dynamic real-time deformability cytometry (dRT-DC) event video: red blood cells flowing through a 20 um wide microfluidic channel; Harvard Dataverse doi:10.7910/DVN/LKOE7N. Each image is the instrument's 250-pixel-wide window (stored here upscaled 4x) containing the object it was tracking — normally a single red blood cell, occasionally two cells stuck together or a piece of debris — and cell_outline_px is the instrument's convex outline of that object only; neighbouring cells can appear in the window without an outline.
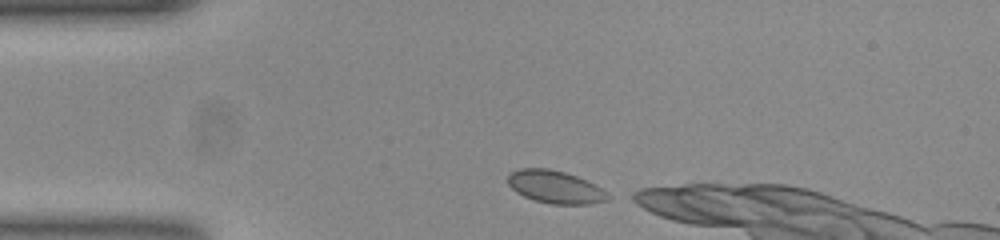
{"species": "common noctule bat (a hibernating species)", "species_latin": "Nyctalus noctula", "temperature_condition": "room temperature", "stored_images_in_passage": 12, "camera_frame_rate_fps": 3000, "um_per_image_px": 0.085, "animal": {"sex": "female", "body_mass_g": 23.0, "forearm_length_mm": 53.4}, "frame": {"image": 1, "passage_image": 1, "time_ms": 0.0, "image_size_px": [1000, 240], "cell_outline_px": [[612, 196], [608, 200], [588, 204], [552, 204], [536, 200], [524, 196], [516, 192], [508, 184], [508, 176], [512, 172], [524, 168], [548, 168], [564, 172], [576, 176], [600, 188]], "centroid_in_image_um": [47.19, 15.9], "position_along_channel_um": 37.8, "area_um2": 18.73}}
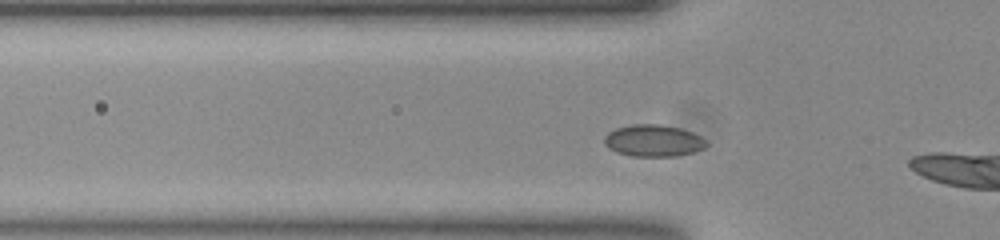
{"frame": {"image": 2, "passage_image": 6, "time_ms": 1.667, "image_size_px": [1000, 240], "cell_outline_px": [[708, 144], [704, 148], [692, 152], [676, 156], [632, 156], [616, 152], [608, 148], [604, 144], [604, 136], [608, 132], [616, 128], [632, 124], [660, 124], [680, 128], [692, 132], [700, 136]], "centroid_in_image_um": [55.51, 11.95], "position_along_channel_um": 70.3, "area_um2": 18.96}}
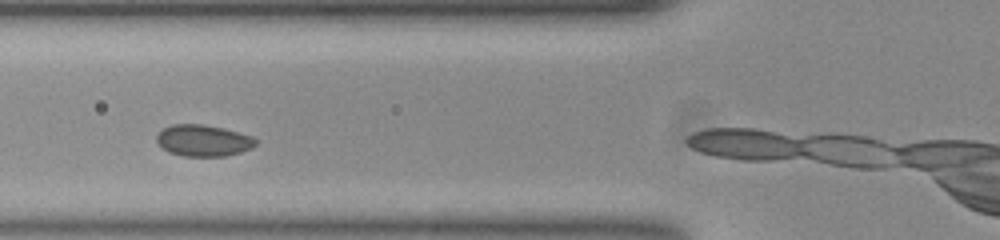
{"frame": {"image": 3, "passage_image": 9, "time_ms": 2.667, "image_size_px": [1000, 240], "cell_outline_px": [[256, 144], [252, 148], [240, 152], [224, 156], [184, 156], [168, 152], [156, 140], [156, 136], [164, 128], [172, 124], [204, 124], [224, 128], [252, 136], [256, 140]], "centroid_in_image_um": [17.29, 11.94], "position_along_channel_um": 108.5, "area_um2": 18.09}}